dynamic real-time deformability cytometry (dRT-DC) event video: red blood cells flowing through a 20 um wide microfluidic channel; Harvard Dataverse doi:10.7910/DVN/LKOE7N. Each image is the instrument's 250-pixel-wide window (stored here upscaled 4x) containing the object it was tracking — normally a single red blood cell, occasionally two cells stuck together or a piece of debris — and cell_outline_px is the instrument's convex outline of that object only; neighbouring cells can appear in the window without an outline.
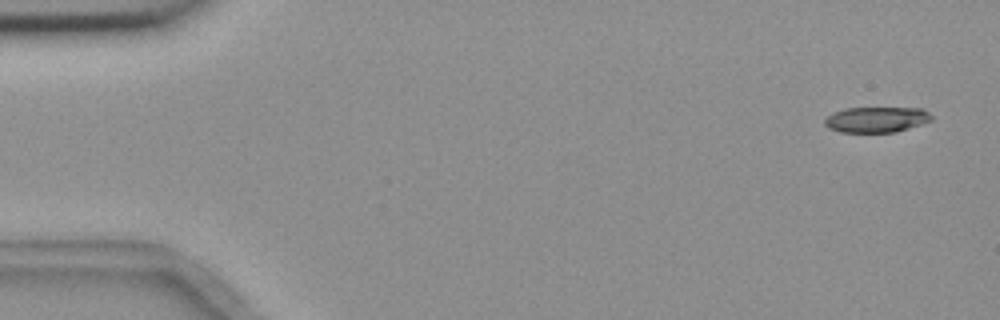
{"species": "common noctule bat (a hibernating species)", "species_latin": "Nyctalus noctula", "temperature_condition": "room temperature", "stored_images_in_passage": 5, "camera_frame_rate_fps": 3000, "um_per_image_px": 0.085, "animal": {"sex": "female", "body_mass_g": 18.4}, "frame": {"image": 1, "passage_image": 1, "time_ms": 0.0, "image_size_px": [1000, 320], "cell_outline_px": [[932, 120], [896, 132], [840, 132], [828, 128], [824, 124], [824, 120], [832, 112], [844, 108], [924, 108], [932, 116]], "centroid_in_image_um": [74.47, 10.16], "position_along_channel_um": 10.5, "area_um2": 15.95}}